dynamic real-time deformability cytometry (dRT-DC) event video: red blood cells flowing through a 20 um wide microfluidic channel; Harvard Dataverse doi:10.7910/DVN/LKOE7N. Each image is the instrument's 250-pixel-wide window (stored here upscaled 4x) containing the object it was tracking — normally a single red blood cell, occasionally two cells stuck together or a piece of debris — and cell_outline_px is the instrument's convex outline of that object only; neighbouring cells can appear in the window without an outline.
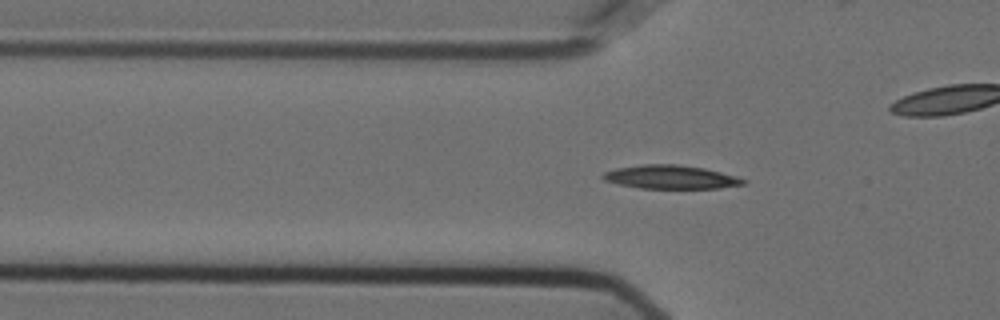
{"species": "Egyptian fruit bat (a non-hibernating species)", "species_latin": "Rousettus aegyptiacus", "temperature_condition": "cold", "stored_images_in_passage": 53, "camera_frame_rate_fps": 3000, "um_per_image_px": 0.085, "animal": {"sex": "female"}, "frame": {"image": 1, "passage_image": 19, "time_ms": 6.0, "image_size_px": [1000, 320], "cell_outline_px": [[748, 180], [744, 184], [720, 188], [640, 188], [616, 184], [604, 180], [600, 176], [604, 172], [616, 168], [640, 164], [676, 164], [704, 168], [736, 176]], "centroid_in_image_um": [56.98, 15.04], "position_along_channel_um": 68.8, "area_um2": 19.36}}
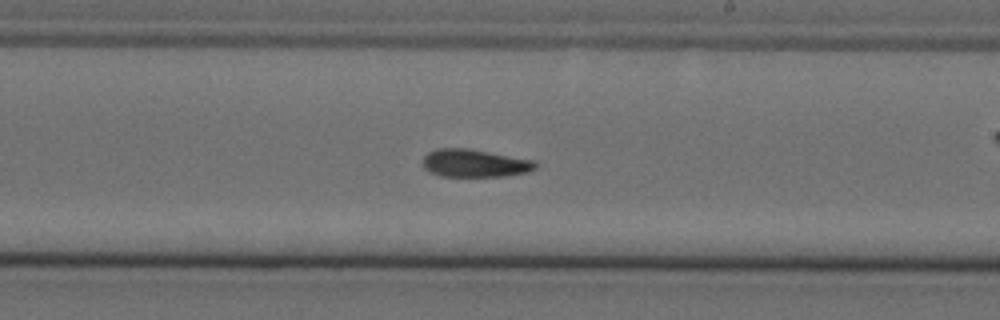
{"frame": {"image": 2, "passage_image": 34, "time_ms": 11.0, "image_size_px": [1000, 320], "cell_outline_px": [[536, 168], [528, 172], [504, 176], [440, 176], [428, 172], [424, 168], [424, 156], [428, 152], [436, 148], [468, 148], [536, 160]], "centroid_in_image_um": [40.35, 13.87], "position_along_channel_um": 248.7, "area_um2": 18.38}}
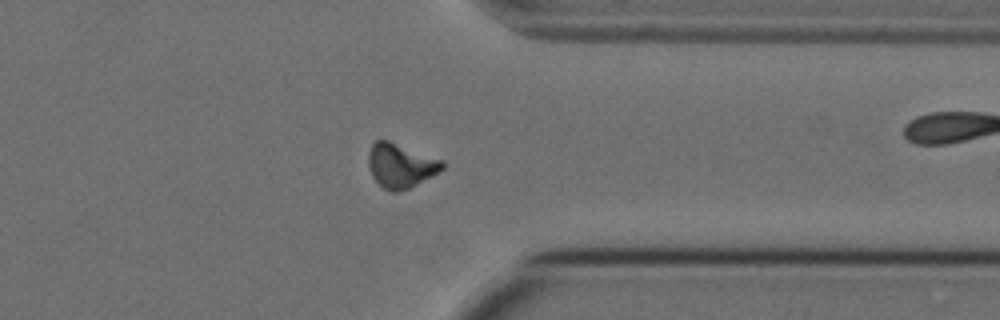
{"frame": {"image": 3, "passage_image": 45, "time_ms": 14.667, "image_size_px": [1000, 320], "cell_outline_px": [[444, 168], [440, 172], [408, 188], [396, 192], [392, 192], [384, 188], [372, 176], [368, 164], [368, 156], [372, 144], [376, 140], [388, 140], [444, 160]], "centroid_in_image_um": [34.07, 14.06], "position_along_channel_um": 377.3, "area_um2": 18.96}}